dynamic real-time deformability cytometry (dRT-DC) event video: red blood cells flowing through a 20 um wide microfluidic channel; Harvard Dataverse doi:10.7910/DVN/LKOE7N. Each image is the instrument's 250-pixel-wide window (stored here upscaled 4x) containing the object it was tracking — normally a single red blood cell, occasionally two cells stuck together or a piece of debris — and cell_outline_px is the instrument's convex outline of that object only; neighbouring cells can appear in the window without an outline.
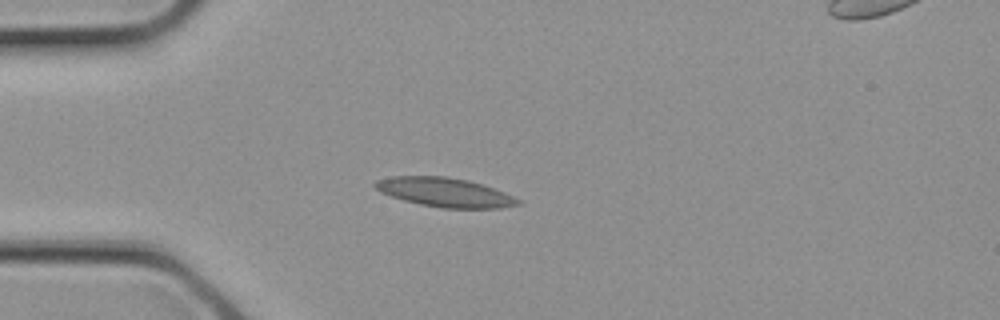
{"species": "common noctule bat (a hibernating species)", "species_latin": "Nyctalus noctula", "temperature_condition": "cold", "stored_images_in_passage": 1, "camera_frame_rate_fps": 3000, "um_per_image_px": 0.085, "animal": {"sex": "female", "body_mass_g": 21.9}, "frame": {"image": 1, "passage_image": 1, "time_ms": 0.0, "image_size_px": [1000, 320], "cell_outline_px": [[524, 204], [500, 208], [440, 208], [420, 204], [404, 200], [380, 192], [372, 184], [376, 180], [392, 176], [448, 176], [468, 180], [484, 184], [504, 192], [520, 200]], "centroid_in_image_um": [37.83, 16.34], "position_along_channel_um": 47.2, "area_um2": 24.39}}